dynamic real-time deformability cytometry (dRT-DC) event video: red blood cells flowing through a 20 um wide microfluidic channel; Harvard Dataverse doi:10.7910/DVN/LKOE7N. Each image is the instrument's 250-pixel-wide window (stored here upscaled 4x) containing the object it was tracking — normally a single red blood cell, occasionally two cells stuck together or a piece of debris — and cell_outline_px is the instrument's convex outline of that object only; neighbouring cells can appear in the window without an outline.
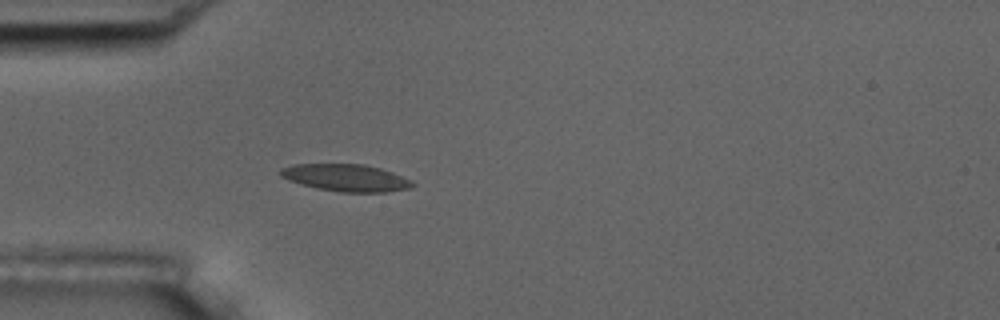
{"species": "common noctule bat (a hibernating species)", "species_latin": "Nyctalus noctula", "temperature_condition": "room temperature", "stored_images_in_passage": 2, "camera_frame_rate_fps": 3000, "um_per_image_px": 0.085, "animal": {"sex": "male", "body_mass_g": 17.5, "forearm_length_mm": 52.3}, "frame": {"image": 1, "passage_image": 2, "time_ms": 1.0, "image_size_px": [1000, 320], "cell_outline_px": [[416, 184], [408, 188], [388, 192], [340, 192], [316, 188], [288, 180], [280, 176], [280, 168], [292, 164], [364, 164], [380, 168], [392, 172], [412, 180]], "centroid_in_image_um": [29.4, 15.1], "position_along_channel_um": 55.6, "area_um2": 20.92}}